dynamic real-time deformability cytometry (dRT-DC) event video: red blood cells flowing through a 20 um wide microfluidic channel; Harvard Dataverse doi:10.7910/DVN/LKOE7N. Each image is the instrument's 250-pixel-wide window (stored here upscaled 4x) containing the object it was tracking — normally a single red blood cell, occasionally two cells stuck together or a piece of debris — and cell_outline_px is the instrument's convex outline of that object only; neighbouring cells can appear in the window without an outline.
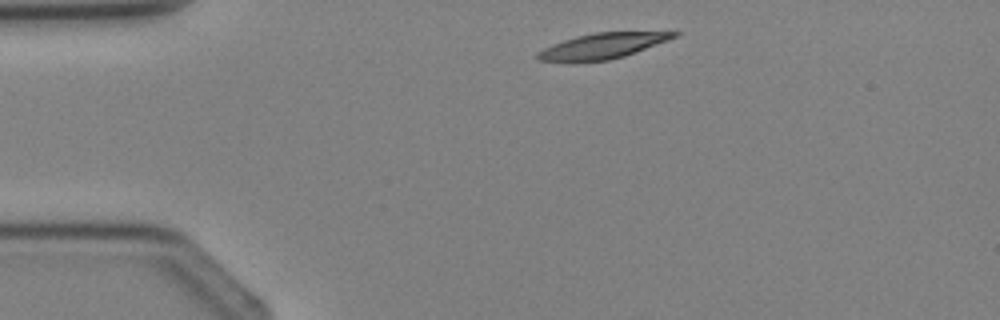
{"species": "Egyptian fruit bat (a non-hibernating species)", "species_latin": "Rousettus aegyptiacus", "temperature_condition": "cold", "stored_images_in_passage": 1, "camera_frame_rate_fps": 3000, "um_per_image_px": 0.085, "animal": {"sex": "female"}, "frame": {"image": 1, "passage_image": 1, "time_ms": 0.0, "image_size_px": [1000, 320], "cell_outline_px": [[680, 32], [676, 36], [668, 40], [624, 56], [608, 60], [540, 60], [536, 56], [536, 52], [552, 44], [576, 36], [596, 32]], "centroid_in_image_um": [51.22, 3.88], "position_along_channel_um": 33.8, "area_um2": 19.48}}